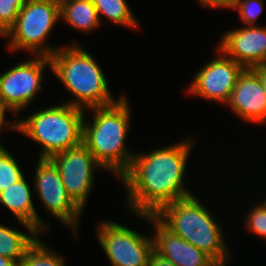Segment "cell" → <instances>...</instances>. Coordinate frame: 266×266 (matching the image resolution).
I'll return each mask as SVG.
<instances>
[{"label":"cell","instance_id":"cell-18","mask_svg":"<svg viewBox=\"0 0 266 266\" xmlns=\"http://www.w3.org/2000/svg\"><path fill=\"white\" fill-rule=\"evenodd\" d=\"M97 10V15L100 23H103V18L115 25L127 27L129 29H140L139 19L127 3V0H91ZM103 16V17H102ZM105 16V17H104Z\"/></svg>","mask_w":266,"mask_h":266},{"label":"cell","instance_id":"cell-1","mask_svg":"<svg viewBox=\"0 0 266 266\" xmlns=\"http://www.w3.org/2000/svg\"><path fill=\"white\" fill-rule=\"evenodd\" d=\"M196 141L187 136L147 153L136 151L129 169L119 178L130 213L154 215L165 204L194 194L185 186V176Z\"/></svg>","mask_w":266,"mask_h":266},{"label":"cell","instance_id":"cell-33","mask_svg":"<svg viewBox=\"0 0 266 266\" xmlns=\"http://www.w3.org/2000/svg\"><path fill=\"white\" fill-rule=\"evenodd\" d=\"M4 131H0V134H3ZM1 136V135H0ZM1 140V139H0ZM3 143L0 141V149L3 147Z\"/></svg>","mask_w":266,"mask_h":266},{"label":"cell","instance_id":"cell-3","mask_svg":"<svg viewBox=\"0 0 266 266\" xmlns=\"http://www.w3.org/2000/svg\"><path fill=\"white\" fill-rule=\"evenodd\" d=\"M71 42L60 45L49 57L51 72L73 96L63 103L87 110L117 102L124 93L113 97L106 74L95 56L82 48L80 42Z\"/></svg>","mask_w":266,"mask_h":266},{"label":"cell","instance_id":"cell-15","mask_svg":"<svg viewBox=\"0 0 266 266\" xmlns=\"http://www.w3.org/2000/svg\"><path fill=\"white\" fill-rule=\"evenodd\" d=\"M27 180L26 176H23L15 184L3 190L0 193V205L4 206L8 212H12L17 221L27 223L42 235L45 233L48 236V232L51 231L50 223L45 222L39 216L33 202L34 186H30L31 184Z\"/></svg>","mask_w":266,"mask_h":266},{"label":"cell","instance_id":"cell-20","mask_svg":"<svg viewBox=\"0 0 266 266\" xmlns=\"http://www.w3.org/2000/svg\"><path fill=\"white\" fill-rule=\"evenodd\" d=\"M24 175L15 156L3 146L0 149V193L15 184Z\"/></svg>","mask_w":266,"mask_h":266},{"label":"cell","instance_id":"cell-21","mask_svg":"<svg viewBox=\"0 0 266 266\" xmlns=\"http://www.w3.org/2000/svg\"><path fill=\"white\" fill-rule=\"evenodd\" d=\"M253 206H250L248 213L246 211L243 214L244 217L246 216L244 230L247 229L249 233L253 232L262 240H266V197H263L258 203H253Z\"/></svg>","mask_w":266,"mask_h":266},{"label":"cell","instance_id":"cell-25","mask_svg":"<svg viewBox=\"0 0 266 266\" xmlns=\"http://www.w3.org/2000/svg\"><path fill=\"white\" fill-rule=\"evenodd\" d=\"M10 114V112L3 106L2 101L0 99V131H10L13 133L16 132V118L14 120H12L13 122H11V118L10 121H8V114Z\"/></svg>","mask_w":266,"mask_h":266},{"label":"cell","instance_id":"cell-14","mask_svg":"<svg viewBox=\"0 0 266 266\" xmlns=\"http://www.w3.org/2000/svg\"><path fill=\"white\" fill-rule=\"evenodd\" d=\"M216 46L244 68L257 67L266 52V25L241 26L225 31Z\"/></svg>","mask_w":266,"mask_h":266},{"label":"cell","instance_id":"cell-24","mask_svg":"<svg viewBox=\"0 0 266 266\" xmlns=\"http://www.w3.org/2000/svg\"><path fill=\"white\" fill-rule=\"evenodd\" d=\"M199 5L203 8L213 9L218 11V9H230L233 8V0H197Z\"/></svg>","mask_w":266,"mask_h":266},{"label":"cell","instance_id":"cell-17","mask_svg":"<svg viewBox=\"0 0 266 266\" xmlns=\"http://www.w3.org/2000/svg\"><path fill=\"white\" fill-rule=\"evenodd\" d=\"M60 18L66 25L86 35L101 29L103 25L99 21L97 10L91 0H71L62 4Z\"/></svg>","mask_w":266,"mask_h":266},{"label":"cell","instance_id":"cell-28","mask_svg":"<svg viewBox=\"0 0 266 266\" xmlns=\"http://www.w3.org/2000/svg\"><path fill=\"white\" fill-rule=\"evenodd\" d=\"M0 266H19L13 259L0 255Z\"/></svg>","mask_w":266,"mask_h":266},{"label":"cell","instance_id":"cell-29","mask_svg":"<svg viewBox=\"0 0 266 266\" xmlns=\"http://www.w3.org/2000/svg\"><path fill=\"white\" fill-rule=\"evenodd\" d=\"M257 67H266V52L261 63Z\"/></svg>","mask_w":266,"mask_h":266},{"label":"cell","instance_id":"cell-10","mask_svg":"<svg viewBox=\"0 0 266 266\" xmlns=\"http://www.w3.org/2000/svg\"><path fill=\"white\" fill-rule=\"evenodd\" d=\"M49 159L58 169L68 196L84 212L95 186V173L105 169L83 143L54 154Z\"/></svg>","mask_w":266,"mask_h":266},{"label":"cell","instance_id":"cell-7","mask_svg":"<svg viewBox=\"0 0 266 266\" xmlns=\"http://www.w3.org/2000/svg\"><path fill=\"white\" fill-rule=\"evenodd\" d=\"M29 57L0 73V99L10 114L17 118L33 103L38 93L43 92L46 68L51 72L48 56Z\"/></svg>","mask_w":266,"mask_h":266},{"label":"cell","instance_id":"cell-12","mask_svg":"<svg viewBox=\"0 0 266 266\" xmlns=\"http://www.w3.org/2000/svg\"><path fill=\"white\" fill-rule=\"evenodd\" d=\"M223 105L249 125H266V95L259 74L245 68Z\"/></svg>","mask_w":266,"mask_h":266},{"label":"cell","instance_id":"cell-9","mask_svg":"<svg viewBox=\"0 0 266 266\" xmlns=\"http://www.w3.org/2000/svg\"><path fill=\"white\" fill-rule=\"evenodd\" d=\"M34 170V192L40 199L42 207L78 239L80 217L83 211L68 196L62 183L60 173L49 158H37ZM77 237V238H76Z\"/></svg>","mask_w":266,"mask_h":266},{"label":"cell","instance_id":"cell-13","mask_svg":"<svg viewBox=\"0 0 266 266\" xmlns=\"http://www.w3.org/2000/svg\"><path fill=\"white\" fill-rule=\"evenodd\" d=\"M148 222L152 229L154 250L176 266H215L217 263L206 253L166 228L154 215L134 214Z\"/></svg>","mask_w":266,"mask_h":266},{"label":"cell","instance_id":"cell-26","mask_svg":"<svg viewBox=\"0 0 266 266\" xmlns=\"http://www.w3.org/2000/svg\"><path fill=\"white\" fill-rule=\"evenodd\" d=\"M148 266H176L173 262L164 258L155 250L151 253Z\"/></svg>","mask_w":266,"mask_h":266},{"label":"cell","instance_id":"cell-4","mask_svg":"<svg viewBox=\"0 0 266 266\" xmlns=\"http://www.w3.org/2000/svg\"><path fill=\"white\" fill-rule=\"evenodd\" d=\"M196 194L162 206L154 216L170 231L209 255L216 263H230L223 224ZM216 215V216H215Z\"/></svg>","mask_w":266,"mask_h":266},{"label":"cell","instance_id":"cell-8","mask_svg":"<svg viewBox=\"0 0 266 266\" xmlns=\"http://www.w3.org/2000/svg\"><path fill=\"white\" fill-rule=\"evenodd\" d=\"M95 235L111 266H148L153 236L134 231L114 220L96 224Z\"/></svg>","mask_w":266,"mask_h":266},{"label":"cell","instance_id":"cell-30","mask_svg":"<svg viewBox=\"0 0 266 266\" xmlns=\"http://www.w3.org/2000/svg\"><path fill=\"white\" fill-rule=\"evenodd\" d=\"M59 6L71 0H54Z\"/></svg>","mask_w":266,"mask_h":266},{"label":"cell","instance_id":"cell-19","mask_svg":"<svg viewBox=\"0 0 266 266\" xmlns=\"http://www.w3.org/2000/svg\"><path fill=\"white\" fill-rule=\"evenodd\" d=\"M39 237L27 250L19 266H66L65 258Z\"/></svg>","mask_w":266,"mask_h":266},{"label":"cell","instance_id":"cell-23","mask_svg":"<svg viewBox=\"0 0 266 266\" xmlns=\"http://www.w3.org/2000/svg\"><path fill=\"white\" fill-rule=\"evenodd\" d=\"M27 0H0V29L7 31L14 25L19 11Z\"/></svg>","mask_w":266,"mask_h":266},{"label":"cell","instance_id":"cell-6","mask_svg":"<svg viewBox=\"0 0 266 266\" xmlns=\"http://www.w3.org/2000/svg\"><path fill=\"white\" fill-rule=\"evenodd\" d=\"M60 20V6L54 0H27L5 34L7 50L52 56L60 46L50 45L48 40Z\"/></svg>","mask_w":266,"mask_h":266},{"label":"cell","instance_id":"cell-31","mask_svg":"<svg viewBox=\"0 0 266 266\" xmlns=\"http://www.w3.org/2000/svg\"><path fill=\"white\" fill-rule=\"evenodd\" d=\"M1 38H4V40H5V34H4V32L0 29V39Z\"/></svg>","mask_w":266,"mask_h":266},{"label":"cell","instance_id":"cell-22","mask_svg":"<svg viewBox=\"0 0 266 266\" xmlns=\"http://www.w3.org/2000/svg\"><path fill=\"white\" fill-rule=\"evenodd\" d=\"M264 4L263 0H233L232 10L238 11L243 26H254L264 12Z\"/></svg>","mask_w":266,"mask_h":266},{"label":"cell","instance_id":"cell-11","mask_svg":"<svg viewBox=\"0 0 266 266\" xmlns=\"http://www.w3.org/2000/svg\"><path fill=\"white\" fill-rule=\"evenodd\" d=\"M193 76L186 93L210 102L224 104L233 91L240 74L245 69L241 64L227 57L219 48Z\"/></svg>","mask_w":266,"mask_h":266},{"label":"cell","instance_id":"cell-32","mask_svg":"<svg viewBox=\"0 0 266 266\" xmlns=\"http://www.w3.org/2000/svg\"><path fill=\"white\" fill-rule=\"evenodd\" d=\"M230 263H217L215 266H227Z\"/></svg>","mask_w":266,"mask_h":266},{"label":"cell","instance_id":"cell-5","mask_svg":"<svg viewBox=\"0 0 266 266\" xmlns=\"http://www.w3.org/2000/svg\"><path fill=\"white\" fill-rule=\"evenodd\" d=\"M84 109L66 103L39 108L16 118V132L40 145L38 158L74 148L82 143Z\"/></svg>","mask_w":266,"mask_h":266},{"label":"cell","instance_id":"cell-27","mask_svg":"<svg viewBox=\"0 0 266 266\" xmlns=\"http://www.w3.org/2000/svg\"><path fill=\"white\" fill-rule=\"evenodd\" d=\"M253 69L259 74L266 95V67H255Z\"/></svg>","mask_w":266,"mask_h":266},{"label":"cell","instance_id":"cell-16","mask_svg":"<svg viewBox=\"0 0 266 266\" xmlns=\"http://www.w3.org/2000/svg\"><path fill=\"white\" fill-rule=\"evenodd\" d=\"M17 223L24 231L0 222V255L13 259L19 265L27 250L42 234L27 223Z\"/></svg>","mask_w":266,"mask_h":266},{"label":"cell","instance_id":"cell-2","mask_svg":"<svg viewBox=\"0 0 266 266\" xmlns=\"http://www.w3.org/2000/svg\"><path fill=\"white\" fill-rule=\"evenodd\" d=\"M129 102L124 94L112 105L85 110L89 116L84 115L83 119L82 143L105 171L117 179L129 169L136 153L126 145L132 124Z\"/></svg>","mask_w":266,"mask_h":266}]
</instances>
